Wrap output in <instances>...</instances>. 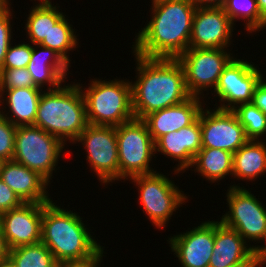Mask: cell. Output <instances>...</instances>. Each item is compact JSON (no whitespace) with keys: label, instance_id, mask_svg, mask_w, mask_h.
I'll use <instances>...</instances> for the list:
<instances>
[{"label":"cell","instance_id":"cell-1","mask_svg":"<svg viewBox=\"0 0 266 267\" xmlns=\"http://www.w3.org/2000/svg\"><path fill=\"white\" fill-rule=\"evenodd\" d=\"M151 19L135 37L133 54L178 58L189 49L196 6L191 0H152Z\"/></svg>","mask_w":266,"mask_h":267},{"label":"cell","instance_id":"cell-2","mask_svg":"<svg viewBox=\"0 0 266 267\" xmlns=\"http://www.w3.org/2000/svg\"><path fill=\"white\" fill-rule=\"evenodd\" d=\"M136 81H131L135 118L186 101L191 97L185 85V73L177 58H148L134 54Z\"/></svg>","mask_w":266,"mask_h":267},{"label":"cell","instance_id":"cell-3","mask_svg":"<svg viewBox=\"0 0 266 267\" xmlns=\"http://www.w3.org/2000/svg\"><path fill=\"white\" fill-rule=\"evenodd\" d=\"M85 101L78 83L44 90L40 96L34 126L57 137L64 145L75 143L88 126Z\"/></svg>","mask_w":266,"mask_h":267},{"label":"cell","instance_id":"cell-4","mask_svg":"<svg viewBox=\"0 0 266 267\" xmlns=\"http://www.w3.org/2000/svg\"><path fill=\"white\" fill-rule=\"evenodd\" d=\"M82 219L77 213L67 211L53 201L43 203L41 242L58 263L86 258L101 246Z\"/></svg>","mask_w":266,"mask_h":267},{"label":"cell","instance_id":"cell-5","mask_svg":"<svg viewBox=\"0 0 266 267\" xmlns=\"http://www.w3.org/2000/svg\"><path fill=\"white\" fill-rule=\"evenodd\" d=\"M91 80L88 88H83L78 82L85 101L88 124L117 127L135 118L129 80Z\"/></svg>","mask_w":266,"mask_h":267},{"label":"cell","instance_id":"cell-6","mask_svg":"<svg viewBox=\"0 0 266 267\" xmlns=\"http://www.w3.org/2000/svg\"><path fill=\"white\" fill-rule=\"evenodd\" d=\"M64 147L57 137L39 127L17 126L12 160L38 172L50 183Z\"/></svg>","mask_w":266,"mask_h":267},{"label":"cell","instance_id":"cell-7","mask_svg":"<svg viewBox=\"0 0 266 267\" xmlns=\"http://www.w3.org/2000/svg\"><path fill=\"white\" fill-rule=\"evenodd\" d=\"M119 181L136 175L157 172L150 167L155 156V142L143 119L133 118L116 127Z\"/></svg>","mask_w":266,"mask_h":267},{"label":"cell","instance_id":"cell-8","mask_svg":"<svg viewBox=\"0 0 266 267\" xmlns=\"http://www.w3.org/2000/svg\"><path fill=\"white\" fill-rule=\"evenodd\" d=\"M132 183L138 187L139 204L143 207V213L156 228H163L169 219L184 202L186 195L163 173L136 175L130 177Z\"/></svg>","mask_w":266,"mask_h":267},{"label":"cell","instance_id":"cell-9","mask_svg":"<svg viewBox=\"0 0 266 267\" xmlns=\"http://www.w3.org/2000/svg\"><path fill=\"white\" fill-rule=\"evenodd\" d=\"M231 185L227 190L229 211L220 221L236 230L248 243H259L266 235V207L244 186ZM259 241V242H258Z\"/></svg>","mask_w":266,"mask_h":267},{"label":"cell","instance_id":"cell-10","mask_svg":"<svg viewBox=\"0 0 266 267\" xmlns=\"http://www.w3.org/2000/svg\"><path fill=\"white\" fill-rule=\"evenodd\" d=\"M227 50L189 48L177 58L184 69L185 85L191 96L202 99L203 91L210 87V90L215 89L223 69L234 58Z\"/></svg>","mask_w":266,"mask_h":267},{"label":"cell","instance_id":"cell-11","mask_svg":"<svg viewBox=\"0 0 266 267\" xmlns=\"http://www.w3.org/2000/svg\"><path fill=\"white\" fill-rule=\"evenodd\" d=\"M81 143L91 171L103 185L119 181V159L116 127L88 125L75 144Z\"/></svg>","mask_w":266,"mask_h":267},{"label":"cell","instance_id":"cell-12","mask_svg":"<svg viewBox=\"0 0 266 267\" xmlns=\"http://www.w3.org/2000/svg\"><path fill=\"white\" fill-rule=\"evenodd\" d=\"M252 63L235 57L223 69L217 86L211 91L220 101L216 108L233 110L239 104L252 102L254 89L264 77L258 66Z\"/></svg>","mask_w":266,"mask_h":267},{"label":"cell","instance_id":"cell-13","mask_svg":"<svg viewBox=\"0 0 266 267\" xmlns=\"http://www.w3.org/2000/svg\"><path fill=\"white\" fill-rule=\"evenodd\" d=\"M214 109L203 107L200 112L202 148L235 153L249 140L245 129L232 110Z\"/></svg>","mask_w":266,"mask_h":267},{"label":"cell","instance_id":"cell-14","mask_svg":"<svg viewBox=\"0 0 266 267\" xmlns=\"http://www.w3.org/2000/svg\"><path fill=\"white\" fill-rule=\"evenodd\" d=\"M234 26L223 7H197L189 48L227 49L232 43Z\"/></svg>","mask_w":266,"mask_h":267},{"label":"cell","instance_id":"cell-15","mask_svg":"<svg viewBox=\"0 0 266 267\" xmlns=\"http://www.w3.org/2000/svg\"><path fill=\"white\" fill-rule=\"evenodd\" d=\"M42 216L43 203H23L0 214V226L9 249L40 243Z\"/></svg>","mask_w":266,"mask_h":267},{"label":"cell","instance_id":"cell-16","mask_svg":"<svg viewBox=\"0 0 266 267\" xmlns=\"http://www.w3.org/2000/svg\"><path fill=\"white\" fill-rule=\"evenodd\" d=\"M215 239V221L172 236L167 241L182 267H209Z\"/></svg>","mask_w":266,"mask_h":267},{"label":"cell","instance_id":"cell-17","mask_svg":"<svg viewBox=\"0 0 266 267\" xmlns=\"http://www.w3.org/2000/svg\"><path fill=\"white\" fill-rule=\"evenodd\" d=\"M201 148L200 114L193 124L165 134L155 142V154L159 152L178 161L177 167H174L176 175L191 168L194 157Z\"/></svg>","mask_w":266,"mask_h":267},{"label":"cell","instance_id":"cell-18","mask_svg":"<svg viewBox=\"0 0 266 267\" xmlns=\"http://www.w3.org/2000/svg\"><path fill=\"white\" fill-rule=\"evenodd\" d=\"M0 179L11 188L24 203H49L48 185L38 172L30 170L14 160L2 161Z\"/></svg>","mask_w":266,"mask_h":267},{"label":"cell","instance_id":"cell-19","mask_svg":"<svg viewBox=\"0 0 266 267\" xmlns=\"http://www.w3.org/2000/svg\"><path fill=\"white\" fill-rule=\"evenodd\" d=\"M200 97L191 96L184 102L150 113L143 120L156 142L161 136L193 124L203 109Z\"/></svg>","mask_w":266,"mask_h":267},{"label":"cell","instance_id":"cell-20","mask_svg":"<svg viewBox=\"0 0 266 267\" xmlns=\"http://www.w3.org/2000/svg\"><path fill=\"white\" fill-rule=\"evenodd\" d=\"M233 265H254V245H248L236 230L221 221H215L214 247L209 267Z\"/></svg>","mask_w":266,"mask_h":267},{"label":"cell","instance_id":"cell-21","mask_svg":"<svg viewBox=\"0 0 266 267\" xmlns=\"http://www.w3.org/2000/svg\"><path fill=\"white\" fill-rule=\"evenodd\" d=\"M38 48L40 49L38 50ZM69 66L54 50L34 44L27 70L37 87L42 88L46 84L49 85L47 90H54L58 89L66 81V76L69 75L67 74Z\"/></svg>","mask_w":266,"mask_h":267},{"label":"cell","instance_id":"cell-22","mask_svg":"<svg viewBox=\"0 0 266 267\" xmlns=\"http://www.w3.org/2000/svg\"><path fill=\"white\" fill-rule=\"evenodd\" d=\"M42 89L40 87H23L2 91L0 93V108H2L0 114L16 127L34 125ZM4 104L10 109L7 111L8 113L5 110L6 105L3 107Z\"/></svg>","mask_w":266,"mask_h":267},{"label":"cell","instance_id":"cell-23","mask_svg":"<svg viewBox=\"0 0 266 267\" xmlns=\"http://www.w3.org/2000/svg\"><path fill=\"white\" fill-rule=\"evenodd\" d=\"M248 140L233 153V174L235 180L254 181L266 172V142Z\"/></svg>","mask_w":266,"mask_h":267},{"label":"cell","instance_id":"cell-24","mask_svg":"<svg viewBox=\"0 0 266 267\" xmlns=\"http://www.w3.org/2000/svg\"><path fill=\"white\" fill-rule=\"evenodd\" d=\"M192 167L194 172L211 183L220 182L233 174V153L218 148H201L194 157Z\"/></svg>","mask_w":266,"mask_h":267},{"label":"cell","instance_id":"cell-25","mask_svg":"<svg viewBox=\"0 0 266 267\" xmlns=\"http://www.w3.org/2000/svg\"><path fill=\"white\" fill-rule=\"evenodd\" d=\"M38 1L40 3L31 7L24 28L29 42L33 45L40 44L48 36L51 28L65 15L59 12L60 6L52 5L51 0Z\"/></svg>","mask_w":266,"mask_h":267},{"label":"cell","instance_id":"cell-26","mask_svg":"<svg viewBox=\"0 0 266 267\" xmlns=\"http://www.w3.org/2000/svg\"><path fill=\"white\" fill-rule=\"evenodd\" d=\"M223 9L234 25L238 19L244 21L247 33L266 28V21L260 15L256 0H227Z\"/></svg>","mask_w":266,"mask_h":267},{"label":"cell","instance_id":"cell-27","mask_svg":"<svg viewBox=\"0 0 266 267\" xmlns=\"http://www.w3.org/2000/svg\"><path fill=\"white\" fill-rule=\"evenodd\" d=\"M65 16L51 28L48 36L39 45L54 50L70 65V53L68 52L77 48L76 46L79 43L77 42L78 39L75 30L68 22L69 19Z\"/></svg>","mask_w":266,"mask_h":267},{"label":"cell","instance_id":"cell-28","mask_svg":"<svg viewBox=\"0 0 266 267\" xmlns=\"http://www.w3.org/2000/svg\"><path fill=\"white\" fill-rule=\"evenodd\" d=\"M9 258L16 267H57L58 262L42 243L22 245L10 249Z\"/></svg>","mask_w":266,"mask_h":267},{"label":"cell","instance_id":"cell-29","mask_svg":"<svg viewBox=\"0 0 266 267\" xmlns=\"http://www.w3.org/2000/svg\"><path fill=\"white\" fill-rule=\"evenodd\" d=\"M237 116L240 124L245 129L249 140L261 139L266 135V115L252 102L237 105L232 110Z\"/></svg>","mask_w":266,"mask_h":267},{"label":"cell","instance_id":"cell-30","mask_svg":"<svg viewBox=\"0 0 266 267\" xmlns=\"http://www.w3.org/2000/svg\"><path fill=\"white\" fill-rule=\"evenodd\" d=\"M37 87L27 68H0V93L7 89Z\"/></svg>","mask_w":266,"mask_h":267},{"label":"cell","instance_id":"cell-31","mask_svg":"<svg viewBox=\"0 0 266 267\" xmlns=\"http://www.w3.org/2000/svg\"><path fill=\"white\" fill-rule=\"evenodd\" d=\"M12 45L13 43L10 44L6 52L5 60L1 68H27L32 56L33 44L21 42V44Z\"/></svg>","mask_w":266,"mask_h":267},{"label":"cell","instance_id":"cell-32","mask_svg":"<svg viewBox=\"0 0 266 267\" xmlns=\"http://www.w3.org/2000/svg\"><path fill=\"white\" fill-rule=\"evenodd\" d=\"M16 126L0 114V159L12 160L14 155Z\"/></svg>","mask_w":266,"mask_h":267},{"label":"cell","instance_id":"cell-33","mask_svg":"<svg viewBox=\"0 0 266 267\" xmlns=\"http://www.w3.org/2000/svg\"><path fill=\"white\" fill-rule=\"evenodd\" d=\"M11 4L9 3L1 12H0V68L2 67L6 52L12 43V25L11 20H13V9H11ZM12 10V11H10Z\"/></svg>","mask_w":266,"mask_h":267},{"label":"cell","instance_id":"cell-34","mask_svg":"<svg viewBox=\"0 0 266 267\" xmlns=\"http://www.w3.org/2000/svg\"><path fill=\"white\" fill-rule=\"evenodd\" d=\"M24 202L0 179V214L18 208Z\"/></svg>","mask_w":266,"mask_h":267},{"label":"cell","instance_id":"cell-35","mask_svg":"<svg viewBox=\"0 0 266 267\" xmlns=\"http://www.w3.org/2000/svg\"><path fill=\"white\" fill-rule=\"evenodd\" d=\"M105 247L102 245L91 255L83 259L65 260L58 263L57 267H99Z\"/></svg>","mask_w":266,"mask_h":267},{"label":"cell","instance_id":"cell-36","mask_svg":"<svg viewBox=\"0 0 266 267\" xmlns=\"http://www.w3.org/2000/svg\"><path fill=\"white\" fill-rule=\"evenodd\" d=\"M252 103L266 115V79L263 77L256 85Z\"/></svg>","mask_w":266,"mask_h":267},{"label":"cell","instance_id":"cell-37","mask_svg":"<svg viewBox=\"0 0 266 267\" xmlns=\"http://www.w3.org/2000/svg\"><path fill=\"white\" fill-rule=\"evenodd\" d=\"M196 7H223L227 0H191Z\"/></svg>","mask_w":266,"mask_h":267},{"label":"cell","instance_id":"cell-38","mask_svg":"<svg viewBox=\"0 0 266 267\" xmlns=\"http://www.w3.org/2000/svg\"><path fill=\"white\" fill-rule=\"evenodd\" d=\"M9 251L10 249L6 243L5 236L0 226V261H3L9 258Z\"/></svg>","mask_w":266,"mask_h":267},{"label":"cell","instance_id":"cell-39","mask_svg":"<svg viewBox=\"0 0 266 267\" xmlns=\"http://www.w3.org/2000/svg\"><path fill=\"white\" fill-rule=\"evenodd\" d=\"M263 241L265 242V246L264 245L254 246V257H266V235L264 236L261 242Z\"/></svg>","mask_w":266,"mask_h":267},{"label":"cell","instance_id":"cell-40","mask_svg":"<svg viewBox=\"0 0 266 267\" xmlns=\"http://www.w3.org/2000/svg\"><path fill=\"white\" fill-rule=\"evenodd\" d=\"M261 17L266 21V0H256Z\"/></svg>","mask_w":266,"mask_h":267},{"label":"cell","instance_id":"cell-41","mask_svg":"<svg viewBox=\"0 0 266 267\" xmlns=\"http://www.w3.org/2000/svg\"><path fill=\"white\" fill-rule=\"evenodd\" d=\"M265 264H266V257H254V267H262Z\"/></svg>","mask_w":266,"mask_h":267},{"label":"cell","instance_id":"cell-42","mask_svg":"<svg viewBox=\"0 0 266 267\" xmlns=\"http://www.w3.org/2000/svg\"><path fill=\"white\" fill-rule=\"evenodd\" d=\"M0 267H16V265L10 258H8L3 261H0Z\"/></svg>","mask_w":266,"mask_h":267},{"label":"cell","instance_id":"cell-43","mask_svg":"<svg viewBox=\"0 0 266 267\" xmlns=\"http://www.w3.org/2000/svg\"><path fill=\"white\" fill-rule=\"evenodd\" d=\"M11 1V0H10ZM9 0H0V12L11 3Z\"/></svg>","mask_w":266,"mask_h":267},{"label":"cell","instance_id":"cell-44","mask_svg":"<svg viewBox=\"0 0 266 267\" xmlns=\"http://www.w3.org/2000/svg\"><path fill=\"white\" fill-rule=\"evenodd\" d=\"M230 267H254V265H233Z\"/></svg>","mask_w":266,"mask_h":267}]
</instances>
